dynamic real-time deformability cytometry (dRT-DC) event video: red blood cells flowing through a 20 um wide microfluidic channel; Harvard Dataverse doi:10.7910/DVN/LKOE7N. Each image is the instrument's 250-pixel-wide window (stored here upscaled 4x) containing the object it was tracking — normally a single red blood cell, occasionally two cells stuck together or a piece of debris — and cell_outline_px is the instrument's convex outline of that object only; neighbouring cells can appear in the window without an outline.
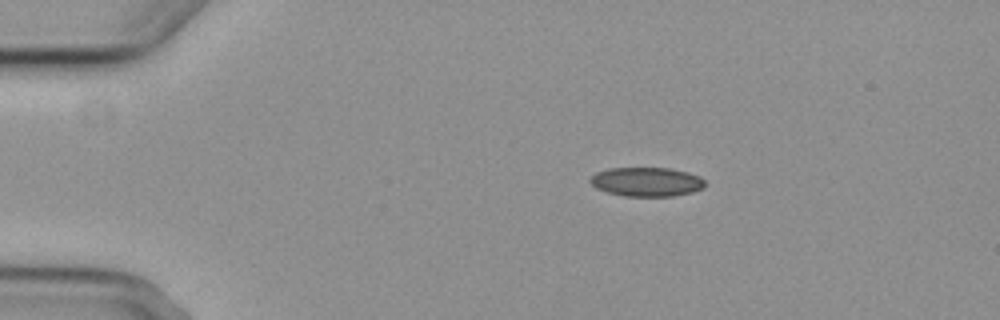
{"species": "common noctule bat (a hibernating species)", "species_latin": "Nyctalus noctula", "temperature_condition": "cold", "stored_images_in_passage": 5, "camera_frame_rate_fps": 3000, "um_per_image_px": 0.085, "animal": {"sex": "female", "body_mass_g": 29.2, "forearm_length_mm": 56.3}, "frame": {"image": 1, "passage_image": 2, "time_ms": 1.333, "image_size_px": [1000, 320], "cell_outline_px": [[704, 188], [692, 192], [672, 196], [624, 196], [608, 192], [596, 188], [588, 180], [596, 172], [608, 168], [668, 168], [688, 172], [700, 176], [704, 180]], "centroid_in_image_um": [54.96, 15.45], "position_along_channel_um": 30.0, "area_um2": 19.48}}
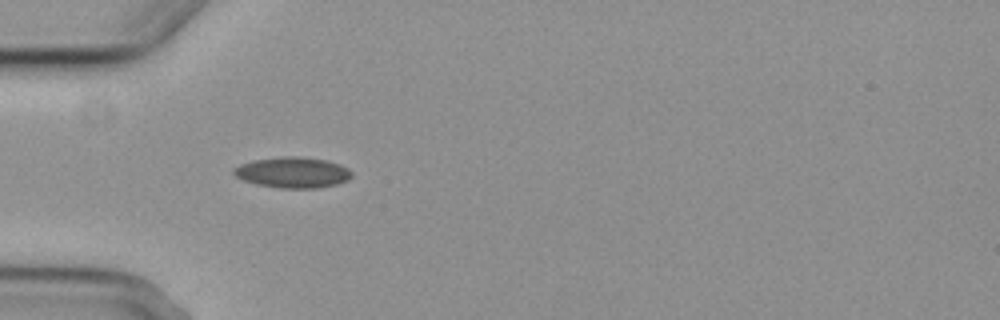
{"frame": {"image": 2, "passage_image": 4, "time_ms": 3.667, "image_size_px": [1000, 320], "cell_outline_px": [[352, 176], [348, 180], [336, 184], [316, 188], [280, 188], [256, 184], [244, 180], [236, 176], [232, 172], [232, 168], [240, 164], [252, 160], [284, 156], [296, 156], [324, 160], [340, 164], [348, 168], [352, 172]], "centroid_in_image_um": [24.86, 14.66], "position_along_channel_um": 60.1, "area_um2": 21.15}}
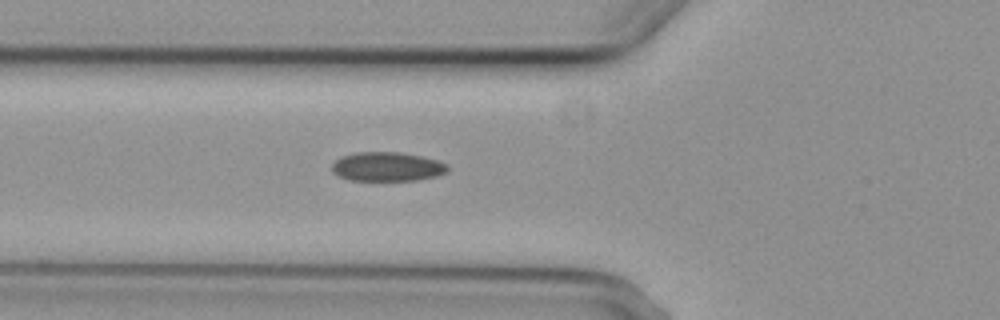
{"frame": {"image": 3, "passage_image": 5, "time_ms": 4.667, "image_size_px": [1000, 320], "cell_outline_px": [[448, 172], [436, 176], [416, 180], [348, 180], [332, 172], [332, 164], [340, 156], [356, 152], [400, 152], [420, 156], [436, 160], [448, 164]], "centroid_in_image_um": [32.9, 14.16], "position_along_channel_um": 92.9, "area_um2": 19.65}}